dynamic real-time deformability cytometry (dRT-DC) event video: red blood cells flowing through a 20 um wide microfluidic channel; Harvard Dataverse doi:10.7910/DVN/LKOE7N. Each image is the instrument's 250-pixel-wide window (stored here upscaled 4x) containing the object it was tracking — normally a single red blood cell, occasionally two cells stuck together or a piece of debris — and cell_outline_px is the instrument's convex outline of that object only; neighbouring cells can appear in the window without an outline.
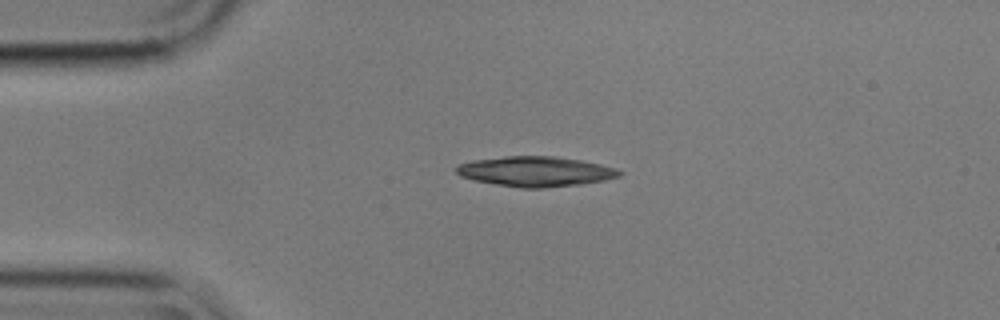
{"species": "common noctule bat (a hibernating species)", "species_latin": "Nyctalus noctula", "temperature_condition": "cold", "stored_images_in_passage": 5, "camera_frame_rate_fps": 3000, "um_per_image_px": 0.085, "animal": {"sex": "male", "body_mass_g": 17.9}, "frame": {"image": 1, "passage_image": 4, "time_ms": 1.0, "image_size_px": [1000, 320], "cell_outline_px": [[624, 172], [620, 176], [604, 180], [580, 184], [544, 188], [520, 188], [496, 184], [476, 180], [460, 176], [456, 172], [456, 168], [460, 164], [472, 160], [504, 156], [556, 156], [580, 160], [600, 164], [616, 168]], "centroid_in_image_um": [45.54, 14.57], "position_along_channel_um": 39.5, "area_um2": 28.5}}